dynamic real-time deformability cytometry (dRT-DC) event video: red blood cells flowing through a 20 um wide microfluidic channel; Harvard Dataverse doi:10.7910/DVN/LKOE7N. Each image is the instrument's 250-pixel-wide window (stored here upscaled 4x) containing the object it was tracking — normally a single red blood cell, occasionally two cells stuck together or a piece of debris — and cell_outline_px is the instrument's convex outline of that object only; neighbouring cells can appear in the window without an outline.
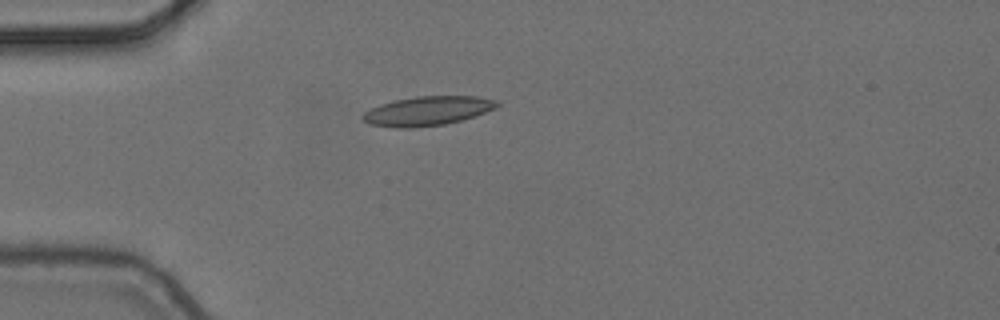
{"species": "common noctule bat (a hibernating species)", "species_latin": "Nyctalus noctula", "temperature_condition": "cold", "stored_images_in_passage": 6, "camera_frame_rate_fps": 3000, "um_per_image_px": 0.085, "animal": {"sex": "female", "body_mass_g": 24.6, "forearm_length_mm": 56.2}, "frame": {"image": 1, "passage_image": 3, "time_ms": 0.667, "image_size_px": [1000, 320], "cell_outline_px": [[500, 104], [496, 108], [476, 116], [444, 124], [412, 128], [396, 128], [368, 124], [360, 116], [364, 112], [380, 104], [392, 100], [416, 96], [476, 96], [496, 100]], "centroid_in_image_um": [36.32, 9.43], "position_along_channel_um": 48.7, "area_um2": 23.0}}
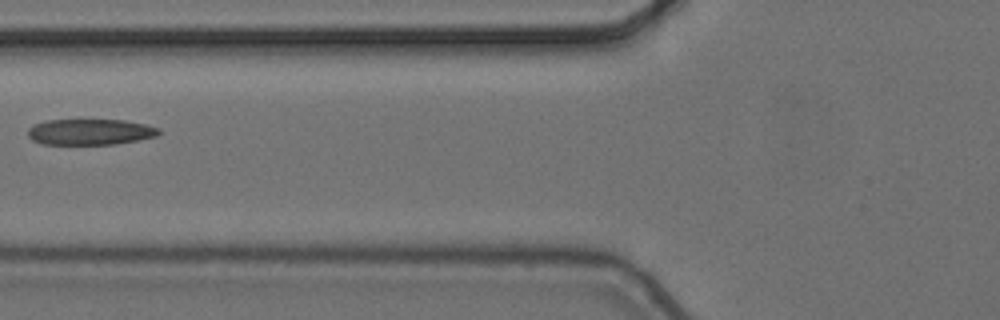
{"frame": {"image": 2, "passage_image": 5, "time_ms": 1.333, "image_size_px": [1000, 320], "cell_outline_px": [[160, 132], [156, 136], [116, 144], [44, 144], [32, 140], [28, 136], [28, 128], [36, 124], [48, 120], [124, 120], [144, 124], [160, 128]], "centroid_in_image_um": [7.66, 11.21], "position_along_channel_um": 118.1, "area_um2": 19.59}}
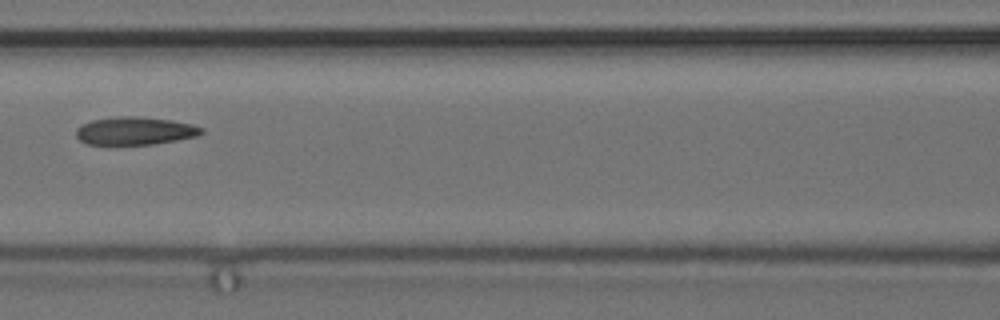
{"frame": {"image": 3, "passage_image": 6, "time_ms": 1.667, "image_size_px": [1000, 320], "cell_outline_px": [[204, 132], [196, 136], [176, 140], [152, 144], [88, 144], [80, 140], [76, 136], [76, 128], [80, 124], [92, 120], [120, 116], [136, 116], [172, 120], [192, 124], [204, 128]], "centroid_in_image_um": [11.46, 11.11], "position_along_channel_um": 155.1, "area_um2": 20.35}}